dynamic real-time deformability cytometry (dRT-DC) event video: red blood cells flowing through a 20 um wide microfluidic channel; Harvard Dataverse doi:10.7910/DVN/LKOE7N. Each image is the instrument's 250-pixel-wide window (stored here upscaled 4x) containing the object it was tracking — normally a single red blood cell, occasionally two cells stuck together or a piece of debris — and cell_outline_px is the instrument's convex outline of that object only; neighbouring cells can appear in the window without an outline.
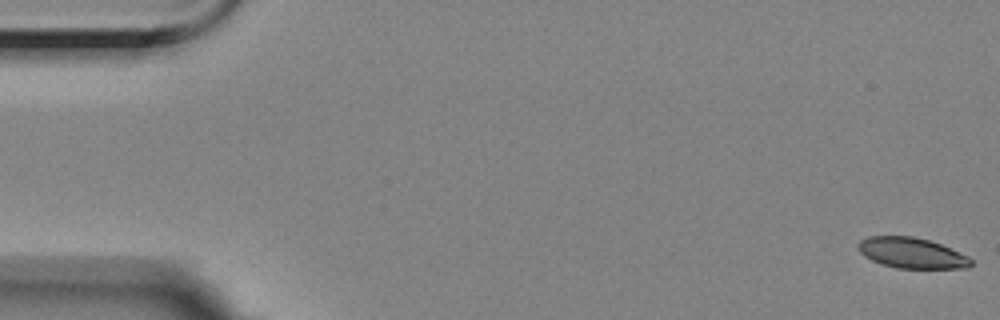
{"species": "Egyptian fruit bat (a non-hibernating species)", "species_latin": "Rousettus aegyptiacus", "temperature_condition": "room temperature", "stored_images_in_passage": 57, "camera_frame_rate_fps": 3000, "um_per_image_px": 0.085, "animal": {"sex": "female"}, "frame": {"image": 1, "passage_image": 1, "time_ms": 0.0, "image_size_px": [1000, 320], "cell_outline_px": [[972, 264], [968, 268], [896, 268], [880, 264], [864, 256], [856, 248], [856, 244], [860, 240], [868, 236], [912, 236], [928, 240], [940, 244], [968, 256], [972, 260]], "centroid_in_image_um": [77.45, 21.5], "position_along_channel_um": 7.6, "area_um2": 20.17}}
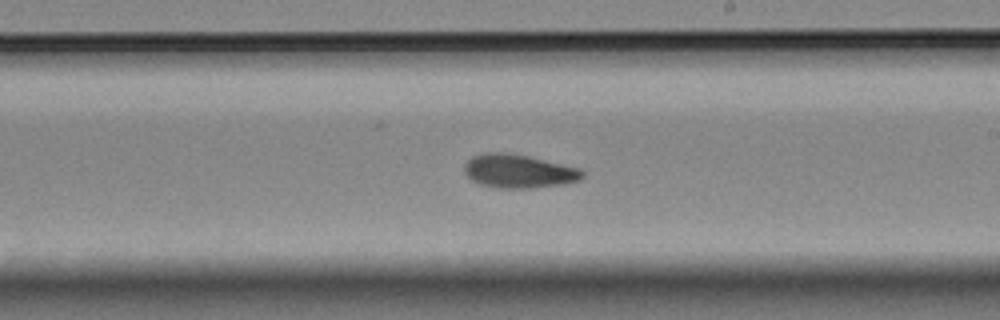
{"frame": {"image": 2, "passage_image": 33, "time_ms": 10.667, "image_size_px": [1000, 320], "cell_outline_px": [[584, 176], [580, 180], [564, 184], [528, 188], [500, 188], [480, 184], [472, 180], [464, 172], [464, 164], [472, 156], [484, 152], [508, 152], [528, 156], [580, 168], [584, 172]], "centroid_in_image_um": [44.08, 14.54], "position_along_channel_um": 244.9, "area_um2": 23.18}}
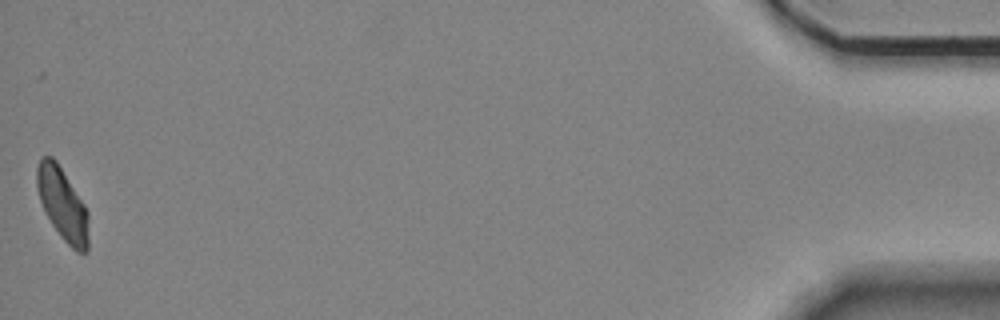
{"frame": {"image": 3, "passage_image": 57, "time_ms": 18.667, "image_size_px": [1000, 320], "cell_outline_px": [[88, 252], [76, 252], [60, 236], [52, 224], [40, 200], [36, 188], [36, 168], [40, 156], [52, 156], [56, 160], [84, 204], [88, 212]], "centroid_in_image_um": [5.3, 17.33], "position_along_channel_um": 429.9, "area_um2": 21.73}, "authors_computed_cell_mechanics": {"area_um2": 22.3108, "velocity_mm_per_s": 3.4889, "shape_relaxation_time_tau1_ms": 5.2172, "shape_relaxation_time_tau2_ms": 3.855, "deformation_change_tau1": 0.1314, "deformation_change_tau2": 0.0966}}